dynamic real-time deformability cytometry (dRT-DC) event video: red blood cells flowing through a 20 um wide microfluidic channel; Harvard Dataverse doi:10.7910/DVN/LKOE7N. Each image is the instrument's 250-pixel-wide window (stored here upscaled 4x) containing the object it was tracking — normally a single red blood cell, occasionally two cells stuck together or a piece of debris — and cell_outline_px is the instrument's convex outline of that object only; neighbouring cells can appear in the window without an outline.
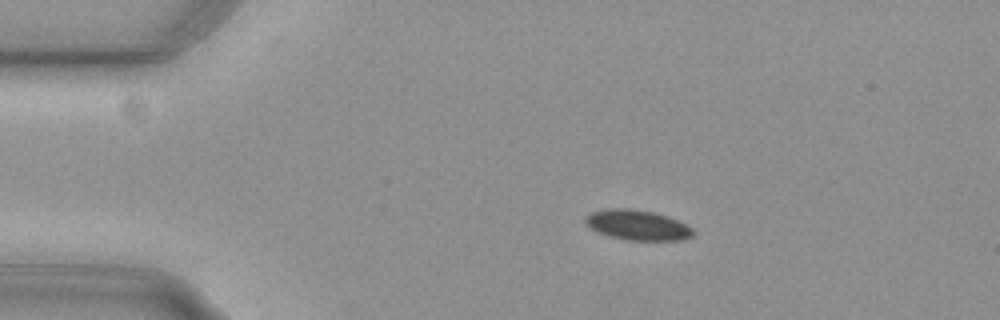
{"species": "common noctule bat (a hibernating species)", "species_latin": "Nyctalus noctula", "temperature_condition": "cold", "stored_images_in_passage": 55, "camera_frame_rate_fps": 3000, "um_per_image_px": 0.085, "animal": {"sex": "female", "body_mass_g": 29.2, "forearm_length_mm": 56.3}, "frame": {"image": 1, "passage_image": 10, "time_ms": 3.0, "image_size_px": [1000, 320], "cell_outline_px": [[696, 232], [692, 236], [684, 240], [628, 240], [596, 232], [588, 228], [584, 220], [584, 216], [592, 212], [608, 208], [628, 208], [652, 212], [668, 216], [692, 228]], "centroid_in_image_um": [54.15, 19.13], "position_along_channel_um": 30.8, "area_um2": 18.96}}
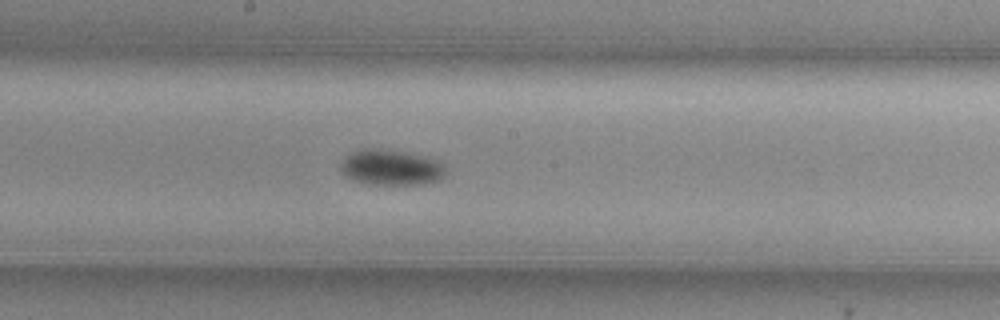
{"frame": {"image": 2, "passage_image": 29, "time_ms": 9.333, "image_size_px": [1000, 320], "cell_outline_px": [[448, 168], [444, 176], [440, 180], [420, 184], [368, 184], [344, 176], [340, 172], [340, 164], [352, 152], [360, 148], [380, 148], [404, 152], [436, 160], [444, 164]], "centroid_in_image_um": [33.24, 14.23], "position_along_channel_um": 215.0, "area_um2": 21.79}}
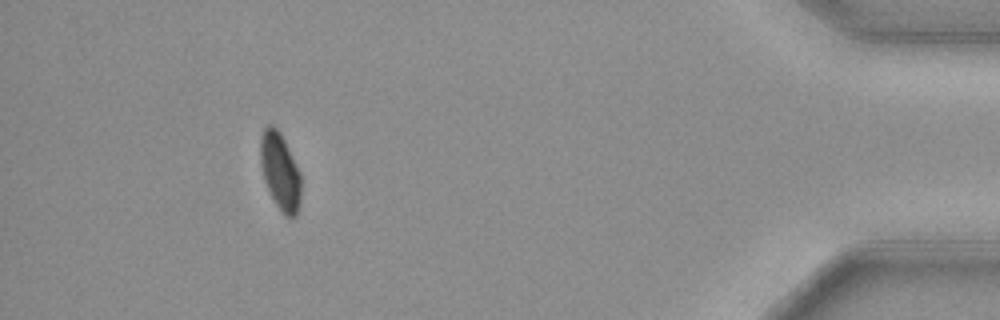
{"frame": {"image": 3, "passage_image": 50, "time_ms": 16.333, "image_size_px": [1000, 320], "cell_outline_px": [[300, 204], [296, 216], [292, 220], [284, 216], [276, 204], [264, 180], [260, 164], [260, 136], [264, 128], [268, 124], [272, 124], [280, 132], [300, 172]], "centroid_in_image_um": [23.8, 14.59], "position_along_channel_um": 411.4, "area_um2": 18.32}}